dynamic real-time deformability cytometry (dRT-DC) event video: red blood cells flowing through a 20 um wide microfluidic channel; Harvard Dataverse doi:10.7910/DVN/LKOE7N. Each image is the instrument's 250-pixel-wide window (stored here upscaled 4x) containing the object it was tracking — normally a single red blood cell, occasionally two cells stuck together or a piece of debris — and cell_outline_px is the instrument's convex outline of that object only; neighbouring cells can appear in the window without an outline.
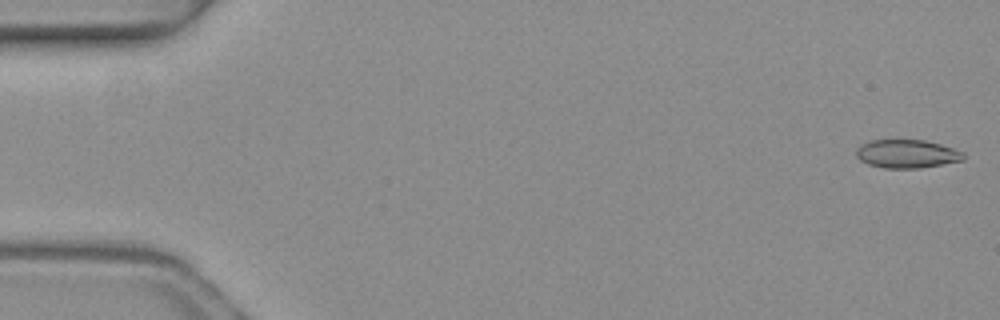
{"species": "common noctule bat (a hibernating species)", "species_latin": "Nyctalus noctula", "temperature_condition": "warm", "stored_images_in_passage": 3, "camera_frame_rate_fps": 3000, "um_per_image_px": 0.085, "animal": {"sex": "female", "body_mass_g": 19.3, "forearm_length_mm": 54.1}, "frame": {"image": 1, "passage_image": 1, "time_ms": 0.0, "image_size_px": [1000, 320], "cell_outline_px": [[964, 160], [920, 168], [884, 168], [868, 164], [860, 160], [856, 156], [856, 148], [860, 144], [872, 140], [924, 140], [940, 144], [964, 152]], "centroid_in_image_um": [77.06, 13.07], "position_along_channel_um": 7.9, "area_um2": 17.74}}